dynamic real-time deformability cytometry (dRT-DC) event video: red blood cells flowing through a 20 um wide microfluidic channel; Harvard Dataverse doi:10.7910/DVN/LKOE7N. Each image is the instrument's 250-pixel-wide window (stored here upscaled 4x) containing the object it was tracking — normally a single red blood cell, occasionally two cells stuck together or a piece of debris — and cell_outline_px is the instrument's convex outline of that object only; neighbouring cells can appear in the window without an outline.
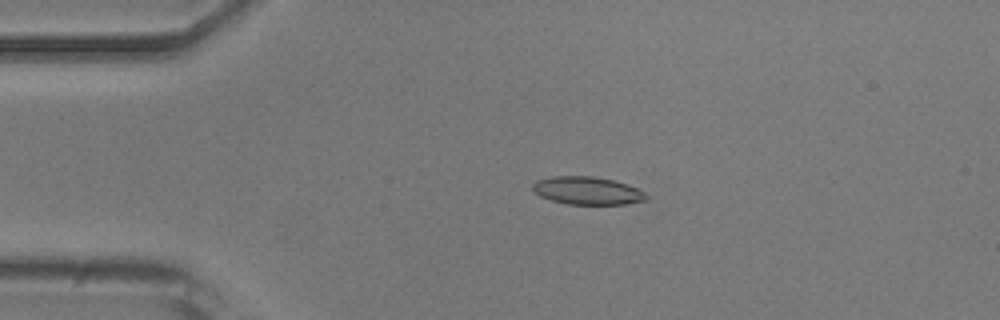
{"species": "common noctule bat (a hibernating species)", "species_latin": "Nyctalus noctula", "temperature_condition": "room temperature", "stored_images_in_passage": 52, "camera_frame_rate_fps": 3000, "um_per_image_px": 0.085, "animal": {"sex": "male", "body_mass_g": 20.5, "forearm_length_mm": 52.5}, "frame": {"image": 1, "passage_image": 11, "time_ms": 3.333, "image_size_px": [1000, 320], "cell_outline_px": [[648, 196], [644, 200], [624, 204], [568, 204], [552, 200], [540, 196], [532, 188], [532, 184], [536, 180], [552, 176], [592, 176], [612, 180], [628, 184], [644, 192]], "centroid_in_image_um": [49.9, 16.2], "position_along_channel_um": 35.1, "area_um2": 18.26}}
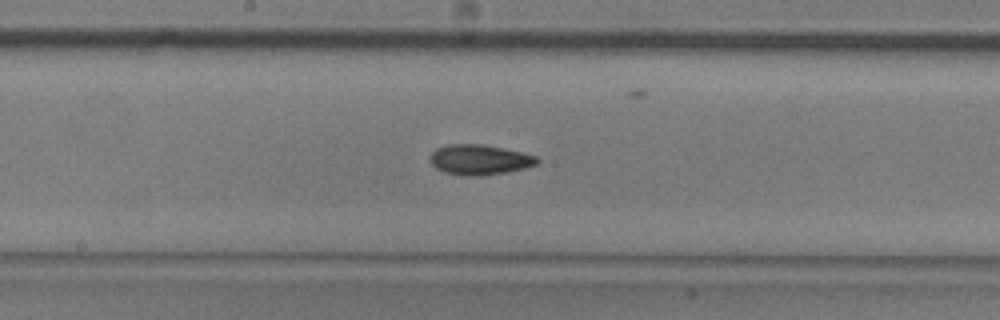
{"frame": {"image": 2, "passage_image": 27, "time_ms": 8.667, "image_size_px": [1000, 320], "cell_outline_px": [[540, 160], [536, 164], [524, 168], [504, 172], [480, 176], [464, 176], [444, 172], [436, 168], [428, 160], [428, 156], [436, 148], [448, 144], [484, 144], [524, 152], [536, 156]], "centroid_in_image_um": [40.73, 13.56], "position_along_channel_um": 207.5, "area_um2": 19.02}}
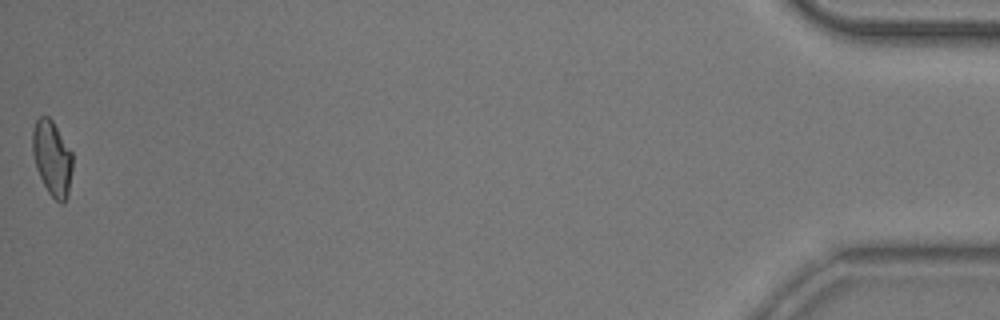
{"frame": {"image": 3, "passage_image": 52, "time_ms": 17.0, "image_size_px": [1000, 320], "cell_outline_px": [[72, 168], [68, 196], [64, 204], [60, 204], [48, 192], [36, 168], [32, 152], [32, 128], [36, 120], [40, 116], [48, 116], [52, 120], [72, 152]], "centroid_in_image_um": [4.43, 13.45], "position_along_channel_um": 430.8, "area_um2": 17.57}, "authors_computed_cell_mechanics": {"area_um2": 18.0625, "velocity_mm_per_s": 3.8766, "shape_relaxation_time_tau1_ms": 10.7403, "shape_relaxation_time_tau2_ms": 3.7545, "deformation_change_tau1": 0.2233, "deformation_change_tau2": 0.103}}